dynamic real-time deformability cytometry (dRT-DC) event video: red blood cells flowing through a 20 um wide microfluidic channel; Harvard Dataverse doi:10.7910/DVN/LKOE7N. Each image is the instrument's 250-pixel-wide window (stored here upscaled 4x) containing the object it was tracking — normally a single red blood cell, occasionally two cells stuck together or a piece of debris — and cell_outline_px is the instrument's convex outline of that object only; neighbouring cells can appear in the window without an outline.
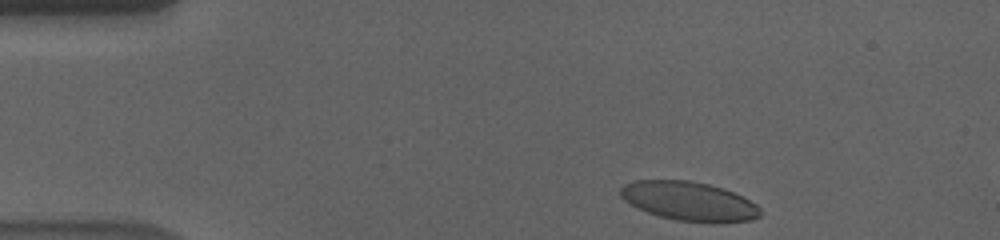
{"species": "human", "species_latin": "Homo sapiens", "temperature_condition": "cold", "stored_images_in_passage": 42, "camera_frame_rate_fps": 3000, "um_per_image_px": 0.085, "donor": {"sex": "male"}, "frame": {"image": 1, "passage_image": 1, "time_ms": 0.0, "image_size_px": [1000, 240], "cell_outline_px": [[760, 216], [752, 220], [716, 224], [676, 220], [660, 216], [648, 212], [624, 200], [620, 196], [620, 188], [624, 184], [636, 180], [688, 180], [708, 184], [724, 188], [756, 204], [760, 208]], "centroid_in_image_um": [58.59, 17.11], "position_along_channel_um": 26.4, "area_um2": 31.85}}
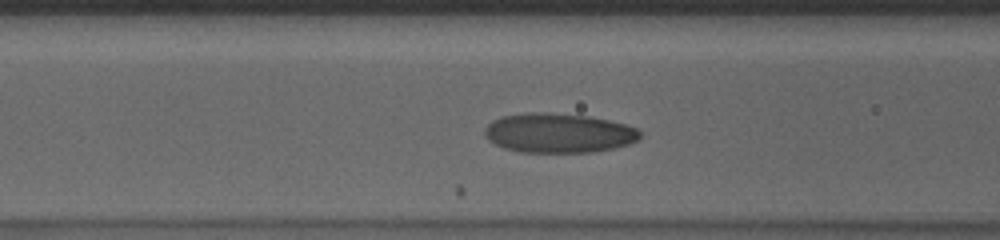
{"frame": {"image": 2, "passage_image": 15, "time_ms": 4.667, "image_size_px": [1000, 240], "cell_outline_px": [[640, 140], [628, 144], [612, 148], [592, 152], [520, 152], [504, 148], [488, 140], [484, 136], [484, 128], [492, 120], [500, 116], [528, 112], [548, 112], [588, 116], [608, 120], [624, 124], [636, 128], [640, 132]], "centroid_in_image_um": [47.44, 11.3], "position_along_channel_um": 119.2, "area_um2": 35.89}}
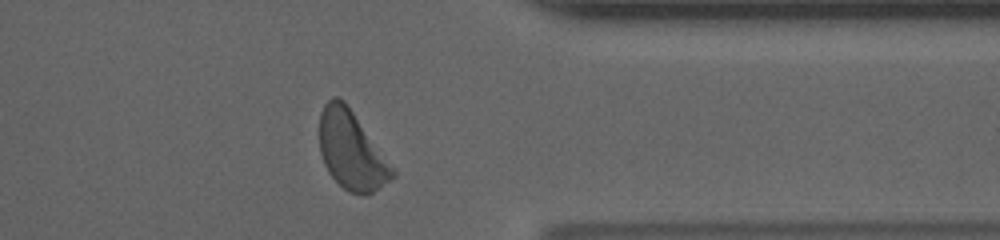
{"frame": {"image": 3, "passage_image": 38, "time_ms": 12.333, "image_size_px": [1000, 240], "cell_outline_px": [[396, 176], [368, 196], [364, 196], [348, 192], [328, 172], [324, 164], [320, 152], [320, 112], [324, 104], [332, 96], [336, 96], [344, 100], [396, 168]], "centroid_in_image_um": [29.91, 12.8], "position_along_channel_um": 381.5, "area_um2": 33.76}, "authors_computed_cell_mechanics": {"area_um2": 34.102, "velocity_mm_per_s": 3.5408, "shape_relaxation_time_tau1_ms": 3.0767, "shape_relaxation_time_tau2_ms": 1.7516, "deformation_change_tau1": 0.1266, "deformation_change_tau2": 0.0655}}